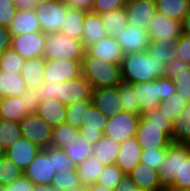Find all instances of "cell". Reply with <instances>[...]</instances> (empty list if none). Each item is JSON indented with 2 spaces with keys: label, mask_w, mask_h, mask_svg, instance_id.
Returning <instances> with one entry per match:
<instances>
[{
  "label": "cell",
  "mask_w": 190,
  "mask_h": 191,
  "mask_svg": "<svg viewBox=\"0 0 190 191\" xmlns=\"http://www.w3.org/2000/svg\"><path fill=\"white\" fill-rule=\"evenodd\" d=\"M172 131L173 123L153 109L141 115L135 137L142 149L167 148L172 143Z\"/></svg>",
  "instance_id": "cell-1"
},
{
  "label": "cell",
  "mask_w": 190,
  "mask_h": 191,
  "mask_svg": "<svg viewBox=\"0 0 190 191\" xmlns=\"http://www.w3.org/2000/svg\"><path fill=\"white\" fill-rule=\"evenodd\" d=\"M164 61L154 58L147 50L125 54L121 63L122 81L143 83L156 80L165 74Z\"/></svg>",
  "instance_id": "cell-2"
},
{
  "label": "cell",
  "mask_w": 190,
  "mask_h": 191,
  "mask_svg": "<svg viewBox=\"0 0 190 191\" xmlns=\"http://www.w3.org/2000/svg\"><path fill=\"white\" fill-rule=\"evenodd\" d=\"M92 92V85L83 76L66 82H45L36 91L42 100L55 99L65 106L80 100H92Z\"/></svg>",
  "instance_id": "cell-3"
},
{
  "label": "cell",
  "mask_w": 190,
  "mask_h": 191,
  "mask_svg": "<svg viewBox=\"0 0 190 191\" xmlns=\"http://www.w3.org/2000/svg\"><path fill=\"white\" fill-rule=\"evenodd\" d=\"M82 76L93 89L114 87L122 81L121 64L105 63L86 52L82 59Z\"/></svg>",
  "instance_id": "cell-4"
},
{
  "label": "cell",
  "mask_w": 190,
  "mask_h": 191,
  "mask_svg": "<svg viewBox=\"0 0 190 191\" xmlns=\"http://www.w3.org/2000/svg\"><path fill=\"white\" fill-rule=\"evenodd\" d=\"M37 87H26L18 97L7 96L0 98V119L21 122L27 115L36 114L42 101L36 93Z\"/></svg>",
  "instance_id": "cell-5"
},
{
  "label": "cell",
  "mask_w": 190,
  "mask_h": 191,
  "mask_svg": "<svg viewBox=\"0 0 190 191\" xmlns=\"http://www.w3.org/2000/svg\"><path fill=\"white\" fill-rule=\"evenodd\" d=\"M85 53L86 48L80 39L70 38L62 32L46 34L45 59L82 62Z\"/></svg>",
  "instance_id": "cell-6"
},
{
  "label": "cell",
  "mask_w": 190,
  "mask_h": 191,
  "mask_svg": "<svg viewBox=\"0 0 190 191\" xmlns=\"http://www.w3.org/2000/svg\"><path fill=\"white\" fill-rule=\"evenodd\" d=\"M67 6L62 0L37 3L35 12L44 34L61 32L67 15Z\"/></svg>",
  "instance_id": "cell-7"
},
{
  "label": "cell",
  "mask_w": 190,
  "mask_h": 191,
  "mask_svg": "<svg viewBox=\"0 0 190 191\" xmlns=\"http://www.w3.org/2000/svg\"><path fill=\"white\" fill-rule=\"evenodd\" d=\"M149 39L163 42L171 49L182 34L181 21L170 19L156 12L147 26Z\"/></svg>",
  "instance_id": "cell-8"
},
{
  "label": "cell",
  "mask_w": 190,
  "mask_h": 191,
  "mask_svg": "<svg viewBox=\"0 0 190 191\" xmlns=\"http://www.w3.org/2000/svg\"><path fill=\"white\" fill-rule=\"evenodd\" d=\"M190 149L189 143L172 142L165 154L163 164L157 170L160 185L163 189H170L180 175L181 157Z\"/></svg>",
  "instance_id": "cell-9"
},
{
  "label": "cell",
  "mask_w": 190,
  "mask_h": 191,
  "mask_svg": "<svg viewBox=\"0 0 190 191\" xmlns=\"http://www.w3.org/2000/svg\"><path fill=\"white\" fill-rule=\"evenodd\" d=\"M55 174L54 147L41 149L30 165L24 170V175L34 185H51Z\"/></svg>",
  "instance_id": "cell-10"
},
{
  "label": "cell",
  "mask_w": 190,
  "mask_h": 191,
  "mask_svg": "<svg viewBox=\"0 0 190 191\" xmlns=\"http://www.w3.org/2000/svg\"><path fill=\"white\" fill-rule=\"evenodd\" d=\"M140 118L141 115L139 114L120 111L109 118L103 135L115 140L117 143L133 138L136 136Z\"/></svg>",
  "instance_id": "cell-11"
},
{
  "label": "cell",
  "mask_w": 190,
  "mask_h": 191,
  "mask_svg": "<svg viewBox=\"0 0 190 191\" xmlns=\"http://www.w3.org/2000/svg\"><path fill=\"white\" fill-rule=\"evenodd\" d=\"M22 137L40 149L50 147L52 127L37 114L27 115L20 123Z\"/></svg>",
  "instance_id": "cell-12"
},
{
  "label": "cell",
  "mask_w": 190,
  "mask_h": 191,
  "mask_svg": "<svg viewBox=\"0 0 190 191\" xmlns=\"http://www.w3.org/2000/svg\"><path fill=\"white\" fill-rule=\"evenodd\" d=\"M44 71L45 82H66L82 76V62L46 59Z\"/></svg>",
  "instance_id": "cell-13"
},
{
  "label": "cell",
  "mask_w": 190,
  "mask_h": 191,
  "mask_svg": "<svg viewBox=\"0 0 190 191\" xmlns=\"http://www.w3.org/2000/svg\"><path fill=\"white\" fill-rule=\"evenodd\" d=\"M46 34L34 32L25 35L11 36L10 48L26 59L44 57Z\"/></svg>",
  "instance_id": "cell-14"
},
{
  "label": "cell",
  "mask_w": 190,
  "mask_h": 191,
  "mask_svg": "<svg viewBox=\"0 0 190 191\" xmlns=\"http://www.w3.org/2000/svg\"><path fill=\"white\" fill-rule=\"evenodd\" d=\"M129 26L147 30L151 18L157 12L155 0H127L125 6Z\"/></svg>",
  "instance_id": "cell-15"
},
{
  "label": "cell",
  "mask_w": 190,
  "mask_h": 191,
  "mask_svg": "<svg viewBox=\"0 0 190 191\" xmlns=\"http://www.w3.org/2000/svg\"><path fill=\"white\" fill-rule=\"evenodd\" d=\"M92 103L108 118L123 111L118 86L93 89Z\"/></svg>",
  "instance_id": "cell-16"
},
{
  "label": "cell",
  "mask_w": 190,
  "mask_h": 191,
  "mask_svg": "<svg viewBox=\"0 0 190 191\" xmlns=\"http://www.w3.org/2000/svg\"><path fill=\"white\" fill-rule=\"evenodd\" d=\"M108 120L92 103L86 112L85 121H82L80 132L94 145L103 136Z\"/></svg>",
  "instance_id": "cell-17"
},
{
  "label": "cell",
  "mask_w": 190,
  "mask_h": 191,
  "mask_svg": "<svg viewBox=\"0 0 190 191\" xmlns=\"http://www.w3.org/2000/svg\"><path fill=\"white\" fill-rule=\"evenodd\" d=\"M164 76L172 79L179 95L190 102V64L177 58L166 64Z\"/></svg>",
  "instance_id": "cell-18"
},
{
  "label": "cell",
  "mask_w": 190,
  "mask_h": 191,
  "mask_svg": "<svg viewBox=\"0 0 190 191\" xmlns=\"http://www.w3.org/2000/svg\"><path fill=\"white\" fill-rule=\"evenodd\" d=\"M136 99L139 103V115H143L160 104L159 78L149 82L133 84Z\"/></svg>",
  "instance_id": "cell-19"
},
{
  "label": "cell",
  "mask_w": 190,
  "mask_h": 191,
  "mask_svg": "<svg viewBox=\"0 0 190 191\" xmlns=\"http://www.w3.org/2000/svg\"><path fill=\"white\" fill-rule=\"evenodd\" d=\"M86 52L95 58L103 60L105 63L121 64L124 53L116 39L108 36L90 45Z\"/></svg>",
  "instance_id": "cell-20"
},
{
  "label": "cell",
  "mask_w": 190,
  "mask_h": 191,
  "mask_svg": "<svg viewBox=\"0 0 190 191\" xmlns=\"http://www.w3.org/2000/svg\"><path fill=\"white\" fill-rule=\"evenodd\" d=\"M40 150L38 146L21 136L13 146L5 151V155L24 172Z\"/></svg>",
  "instance_id": "cell-21"
},
{
  "label": "cell",
  "mask_w": 190,
  "mask_h": 191,
  "mask_svg": "<svg viewBox=\"0 0 190 191\" xmlns=\"http://www.w3.org/2000/svg\"><path fill=\"white\" fill-rule=\"evenodd\" d=\"M124 55L147 50L149 35L146 30H138L136 27H126L116 38Z\"/></svg>",
  "instance_id": "cell-22"
},
{
  "label": "cell",
  "mask_w": 190,
  "mask_h": 191,
  "mask_svg": "<svg viewBox=\"0 0 190 191\" xmlns=\"http://www.w3.org/2000/svg\"><path fill=\"white\" fill-rule=\"evenodd\" d=\"M11 35H27L41 32V25L35 9H17L14 19L8 26Z\"/></svg>",
  "instance_id": "cell-23"
},
{
  "label": "cell",
  "mask_w": 190,
  "mask_h": 191,
  "mask_svg": "<svg viewBox=\"0 0 190 191\" xmlns=\"http://www.w3.org/2000/svg\"><path fill=\"white\" fill-rule=\"evenodd\" d=\"M119 151L120 153L115 164L125 175H128L138 164H140L142 148L137 142L136 137H133L121 142Z\"/></svg>",
  "instance_id": "cell-24"
},
{
  "label": "cell",
  "mask_w": 190,
  "mask_h": 191,
  "mask_svg": "<svg viewBox=\"0 0 190 191\" xmlns=\"http://www.w3.org/2000/svg\"><path fill=\"white\" fill-rule=\"evenodd\" d=\"M128 176L136 186L145 191H162L160 177L157 170H154L143 163L138 164Z\"/></svg>",
  "instance_id": "cell-25"
},
{
  "label": "cell",
  "mask_w": 190,
  "mask_h": 191,
  "mask_svg": "<svg viewBox=\"0 0 190 191\" xmlns=\"http://www.w3.org/2000/svg\"><path fill=\"white\" fill-rule=\"evenodd\" d=\"M62 149L74 164L78 165L92 155L93 144L89 143L80 130H78L74 136H71L65 142V146Z\"/></svg>",
  "instance_id": "cell-26"
},
{
  "label": "cell",
  "mask_w": 190,
  "mask_h": 191,
  "mask_svg": "<svg viewBox=\"0 0 190 191\" xmlns=\"http://www.w3.org/2000/svg\"><path fill=\"white\" fill-rule=\"evenodd\" d=\"M108 36V32L99 14L87 11L84 18V30L81 38L85 48L87 49L90 45Z\"/></svg>",
  "instance_id": "cell-27"
},
{
  "label": "cell",
  "mask_w": 190,
  "mask_h": 191,
  "mask_svg": "<svg viewBox=\"0 0 190 191\" xmlns=\"http://www.w3.org/2000/svg\"><path fill=\"white\" fill-rule=\"evenodd\" d=\"M36 114L51 127L58 126L66 122L67 106L55 99L42 100Z\"/></svg>",
  "instance_id": "cell-28"
},
{
  "label": "cell",
  "mask_w": 190,
  "mask_h": 191,
  "mask_svg": "<svg viewBox=\"0 0 190 191\" xmlns=\"http://www.w3.org/2000/svg\"><path fill=\"white\" fill-rule=\"evenodd\" d=\"M46 59L44 57H36L26 59L24 66L20 72L22 79L24 80L26 87L39 88L44 81V68Z\"/></svg>",
  "instance_id": "cell-29"
},
{
  "label": "cell",
  "mask_w": 190,
  "mask_h": 191,
  "mask_svg": "<svg viewBox=\"0 0 190 191\" xmlns=\"http://www.w3.org/2000/svg\"><path fill=\"white\" fill-rule=\"evenodd\" d=\"M120 143L115 140L102 136L94 145L92 155L100 162V164L111 165L115 164L120 153Z\"/></svg>",
  "instance_id": "cell-30"
},
{
  "label": "cell",
  "mask_w": 190,
  "mask_h": 191,
  "mask_svg": "<svg viewBox=\"0 0 190 191\" xmlns=\"http://www.w3.org/2000/svg\"><path fill=\"white\" fill-rule=\"evenodd\" d=\"M108 35L116 39L128 27L129 21L125 8L99 14Z\"/></svg>",
  "instance_id": "cell-31"
},
{
  "label": "cell",
  "mask_w": 190,
  "mask_h": 191,
  "mask_svg": "<svg viewBox=\"0 0 190 191\" xmlns=\"http://www.w3.org/2000/svg\"><path fill=\"white\" fill-rule=\"evenodd\" d=\"M26 90V84L19 73L0 70V98L20 96Z\"/></svg>",
  "instance_id": "cell-32"
},
{
  "label": "cell",
  "mask_w": 190,
  "mask_h": 191,
  "mask_svg": "<svg viewBox=\"0 0 190 191\" xmlns=\"http://www.w3.org/2000/svg\"><path fill=\"white\" fill-rule=\"evenodd\" d=\"M87 11L68 7L66 20L64 21V26L61 32L70 38H82L84 30V18Z\"/></svg>",
  "instance_id": "cell-33"
},
{
  "label": "cell",
  "mask_w": 190,
  "mask_h": 191,
  "mask_svg": "<svg viewBox=\"0 0 190 191\" xmlns=\"http://www.w3.org/2000/svg\"><path fill=\"white\" fill-rule=\"evenodd\" d=\"M157 12L164 16L182 21L190 11V0H155Z\"/></svg>",
  "instance_id": "cell-34"
},
{
  "label": "cell",
  "mask_w": 190,
  "mask_h": 191,
  "mask_svg": "<svg viewBox=\"0 0 190 191\" xmlns=\"http://www.w3.org/2000/svg\"><path fill=\"white\" fill-rule=\"evenodd\" d=\"M104 168L93 155H90L85 161L76 165V171L84 187L96 184L99 175Z\"/></svg>",
  "instance_id": "cell-35"
},
{
  "label": "cell",
  "mask_w": 190,
  "mask_h": 191,
  "mask_svg": "<svg viewBox=\"0 0 190 191\" xmlns=\"http://www.w3.org/2000/svg\"><path fill=\"white\" fill-rule=\"evenodd\" d=\"M189 103L186 98L179 95V92L171 94L166 100L160 101L157 110L160 111L171 123L182 113L185 106Z\"/></svg>",
  "instance_id": "cell-36"
},
{
  "label": "cell",
  "mask_w": 190,
  "mask_h": 191,
  "mask_svg": "<svg viewBox=\"0 0 190 191\" xmlns=\"http://www.w3.org/2000/svg\"><path fill=\"white\" fill-rule=\"evenodd\" d=\"M172 142L190 144V102L173 122Z\"/></svg>",
  "instance_id": "cell-37"
},
{
  "label": "cell",
  "mask_w": 190,
  "mask_h": 191,
  "mask_svg": "<svg viewBox=\"0 0 190 191\" xmlns=\"http://www.w3.org/2000/svg\"><path fill=\"white\" fill-rule=\"evenodd\" d=\"M51 185L61 191H84L85 187L82 185L76 168L73 170L56 173Z\"/></svg>",
  "instance_id": "cell-38"
},
{
  "label": "cell",
  "mask_w": 190,
  "mask_h": 191,
  "mask_svg": "<svg viewBox=\"0 0 190 191\" xmlns=\"http://www.w3.org/2000/svg\"><path fill=\"white\" fill-rule=\"evenodd\" d=\"M22 136L19 122L0 119V146L6 151Z\"/></svg>",
  "instance_id": "cell-39"
},
{
  "label": "cell",
  "mask_w": 190,
  "mask_h": 191,
  "mask_svg": "<svg viewBox=\"0 0 190 191\" xmlns=\"http://www.w3.org/2000/svg\"><path fill=\"white\" fill-rule=\"evenodd\" d=\"M91 104L92 100H80L68 105L66 123L80 130L82 121H85L86 112Z\"/></svg>",
  "instance_id": "cell-40"
},
{
  "label": "cell",
  "mask_w": 190,
  "mask_h": 191,
  "mask_svg": "<svg viewBox=\"0 0 190 191\" xmlns=\"http://www.w3.org/2000/svg\"><path fill=\"white\" fill-rule=\"evenodd\" d=\"M117 86L123 111L139 114V103L133 90V84L121 81Z\"/></svg>",
  "instance_id": "cell-41"
},
{
  "label": "cell",
  "mask_w": 190,
  "mask_h": 191,
  "mask_svg": "<svg viewBox=\"0 0 190 191\" xmlns=\"http://www.w3.org/2000/svg\"><path fill=\"white\" fill-rule=\"evenodd\" d=\"M124 175L116 164L106 165L97 179V184L115 190Z\"/></svg>",
  "instance_id": "cell-42"
},
{
  "label": "cell",
  "mask_w": 190,
  "mask_h": 191,
  "mask_svg": "<svg viewBox=\"0 0 190 191\" xmlns=\"http://www.w3.org/2000/svg\"><path fill=\"white\" fill-rule=\"evenodd\" d=\"M24 172L6 155L0 159V185L7 186L10 182L21 177Z\"/></svg>",
  "instance_id": "cell-43"
},
{
  "label": "cell",
  "mask_w": 190,
  "mask_h": 191,
  "mask_svg": "<svg viewBox=\"0 0 190 191\" xmlns=\"http://www.w3.org/2000/svg\"><path fill=\"white\" fill-rule=\"evenodd\" d=\"M25 59L21 57L15 50L8 48L5 50L0 59V70L13 73L21 72Z\"/></svg>",
  "instance_id": "cell-44"
},
{
  "label": "cell",
  "mask_w": 190,
  "mask_h": 191,
  "mask_svg": "<svg viewBox=\"0 0 190 191\" xmlns=\"http://www.w3.org/2000/svg\"><path fill=\"white\" fill-rule=\"evenodd\" d=\"M77 131L78 129L72 127L66 122L52 127L50 147L62 149L65 146V142L69 140L71 136H74Z\"/></svg>",
  "instance_id": "cell-45"
},
{
  "label": "cell",
  "mask_w": 190,
  "mask_h": 191,
  "mask_svg": "<svg viewBox=\"0 0 190 191\" xmlns=\"http://www.w3.org/2000/svg\"><path fill=\"white\" fill-rule=\"evenodd\" d=\"M190 188V149L181 157L180 175L170 188L173 191H184Z\"/></svg>",
  "instance_id": "cell-46"
},
{
  "label": "cell",
  "mask_w": 190,
  "mask_h": 191,
  "mask_svg": "<svg viewBox=\"0 0 190 191\" xmlns=\"http://www.w3.org/2000/svg\"><path fill=\"white\" fill-rule=\"evenodd\" d=\"M147 51L153 55L154 58L162 59L165 65L174 61L178 57V54L172 52L167 44H163V42H156L152 39H149Z\"/></svg>",
  "instance_id": "cell-47"
},
{
  "label": "cell",
  "mask_w": 190,
  "mask_h": 191,
  "mask_svg": "<svg viewBox=\"0 0 190 191\" xmlns=\"http://www.w3.org/2000/svg\"><path fill=\"white\" fill-rule=\"evenodd\" d=\"M166 151L167 148L149 150L142 149L140 163H143L154 170H158L159 167L163 164Z\"/></svg>",
  "instance_id": "cell-48"
},
{
  "label": "cell",
  "mask_w": 190,
  "mask_h": 191,
  "mask_svg": "<svg viewBox=\"0 0 190 191\" xmlns=\"http://www.w3.org/2000/svg\"><path fill=\"white\" fill-rule=\"evenodd\" d=\"M127 0H95L91 11L103 14L109 11L125 8Z\"/></svg>",
  "instance_id": "cell-49"
},
{
  "label": "cell",
  "mask_w": 190,
  "mask_h": 191,
  "mask_svg": "<svg viewBox=\"0 0 190 191\" xmlns=\"http://www.w3.org/2000/svg\"><path fill=\"white\" fill-rule=\"evenodd\" d=\"M74 168H76V165L63 149L54 147V172L61 173L63 171L73 170Z\"/></svg>",
  "instance_id": "cell-50"
},
{
  "label": "cell",
  "mask_w": 190,
  "mask_h": 191,
  "mask_svg": "<svg viewBox=\"0 0 190 191\" xmlns=\"http://www.w3.org/2000/svg\"><path fill=\"white\" fill-rule=\"evenodd\" d=\"M171 50L178 54L179 60L190 64V35L182 33Z\"/></svg>",
  "instance_id": "cell-51"
},
{
  "label": "cell",
  "mask_w": 190,
  "mask_h": 191,
  "mask_svg": "<svg viewBox=\"0 0 190 191\" xmlns=\"http://www.w3.org/2000/svg\"><path fill=\"white\" fill-rule=\"evenodd\" d=\"M17 7L12 0H0V26L8 28L16 15Z\"/></svg>",
  "instance_id": "cell-52"
},
{
  "label": "cell",
  "mask_w": 190,
  "mask_h": 191,
  "mask_svg": "<svg viewBox=\"0 0 190 191\" xmlns=\"http://www.w3.org/2000/svg\"><path fill=\"white\" fill-rule=\"evenodd\" d=\"M34 184L23 174L21 177L10 182L6 186V191H33Z\"/></svg>",
  "instance_id": "cell-53"
},
{
  "label": "cell",
  "mask_w": 190,
  "mask_h": 191,
  "mask_svg": "<svg viewBox=\"0 0 190 191\" xmlns=\"http://www.w3.org/2000/svg\"><path fill=\"white\" fill-rule=\"evenodd\" d=\"M159 91L160 101L166 100L171 94L177 92L173 80L168 79L165 76L159 77Z\"/></svg>",
  "instance_id": "cell-54"
},
{
  "label": "cell",
  "mask_w": 190,
  "mask_h": 191,
  "mask_svg": "<svg viewBox=\"0 0 190 191\" xmlns=\"http://www.w3.org/2000/svg\"><path fill=\"white\" fill-rule=\"evenodd\" d=\"M11 32L8 28L0 26V59L5 50L11 45Z\"/></svg>",
  "instance_id": "cell-55"
},
{
  "label": "cell",
  "mask_w": 190,
  "mask_h": 191,
  "mask_svg": "<svg viewBox=\"0 0 190 191\" xmlns=\"http://www.w3.org/2000/svg\"><path fill=\"white\" fill-rule=\"evenodd\" d=\"M95 0H62L67 7L91 11Z\"/></svg>",
  "instance_id": "cell-56"
},
{
  "label": "cell",
  "mask_w": 190,
  "mask_h": 191,
  "mask_svg": "<svg viewBox=\"0 0 190 191\" xmlns=\"http://www.w3.org/2000/svg\"><path fill=\"white\" fill-rule=\"evenodd\" d=\"M115 191H139V188L128 175H124Z\"/></svg>",
  "instance_id": "cell-57"
},
{
  "label": "cell",
  "mask_w": 190,
  "mask_h": 191,
  "mask_svg": "<svg viewBox=\"0 0 190 191\" xmlns=\"http://www.w3.org/2000/svg\"><path fill=\"white\" fill-rule=\"evenodd\" d=\"M17 9H35L37 3L34 0H12Z\"/></svg>",
  "instance_id": "cell-58"
},
{
  "label": "cell",
  "mask_w": 190,
  "mask_h": 191,
  "mask_svg": "<svg viewBox=\"0 0 190 191\" xmlns=\"http://www.w3.org/2000/svg\"><path fill=\"white\" fill-rule=\"evenodd\" d=\"M182 25V33L190 35V11L186 14V16L181 21Z\"/></svg>",
  "instance_id": "cell-59"
},
{
  "label": "cell",
  "mask_w": 190,
  "mask_h": 191,
  "mask_svg": "<svg viewBox=\"0 0 190 191\" xmlns=\"http://www.w3.org/2000/svg\"><path fill=\"white\" fill-rule=\"evenodd\" d=\"M85 191H115L114 189H109L99 184H93L88 187H85Z\"/></svg>",
  "instance_id": "cell-60"
},
{
  "label": "cell",
  "mask_w": 190,
  "mask_h": 191,
  "mask_svg": "<svg viewBox=\"0 0 190 191\" xmlns=\"http://www.w3.org/2000/svg\"><path fill=\"white\" fill-rule=\"evenodd\" d=\"M33 191H61L58 188H54L52 185H34Z\"/></svg>",
  "instance_id": "cell-61"
},
{
  "label": "cell",
  "mask_w": 190,
  "mask_h": 191,
  "mask_svg": "<svg viewBox=\"0 0 190 191\" xmlns=\"http://www.w3.org/2000/svg\"><path fill=\"white\" fill-rule=\"evenodd\" d=\"M5 155V151L0 146V159Z\"/></svg>",
  "instance_id": "cell-62"
},
{
  "label": "cell",
  "mask_w": 190,
  "mask_h": 191,
  "mask_svg": "<svg viewBox=\"0 0 190 191\" xmlns=\"http://www.w3.org/2000/svg\"><path fill=\"white\" fill-rule=\"evenodd\" d=\"M36 3H40V2H48V1H51V0H34Z\"/></svg>",
  "instance_id": "cell-63"
},
{
  "label": "cell",
  "mask_w": 190,
  "mask_h": 191,
  "mask_svg": "<svg viewBox=\"0 0 190 191\" xmlns=\"http://www.w3.org/2000/svg\"><path fill=\"white\" fill-rule=\"evenodd\" d=\"M0 191H6V186H1L0 185Z\"/></svg>",
  "instance_id": "cell-64"
},
{
  "label": "cell",
  "mask_w": 190,
  "mask_h": 191,
  "mask_svg": "<svg viewBox=\"0 0 190 191\" xmlns=\"http://www.w3.org/2000/svg\"><path fill=\"white\" fill-rule=\"evenodd\" d=\"M162 191H173V190H171V189H163Z\"/></svg>",
  "instance_id": "cell-65"
}]
</instances>
